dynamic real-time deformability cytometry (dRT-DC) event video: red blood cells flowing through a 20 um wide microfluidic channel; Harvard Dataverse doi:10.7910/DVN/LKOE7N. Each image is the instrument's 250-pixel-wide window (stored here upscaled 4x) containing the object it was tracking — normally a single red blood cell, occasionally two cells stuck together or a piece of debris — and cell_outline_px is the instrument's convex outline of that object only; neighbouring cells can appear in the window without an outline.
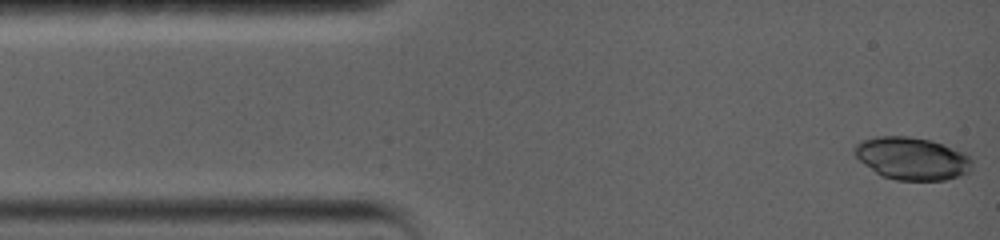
{"species": "common noctule bat (a hibernating species)", "species_latin": "Nyctalus noctula", "temperature_condition": "warm", "stored_images_in_passage": 18, "camera_frame_rate_fps": 5000, "um_per_image_px": 0.085, "animal": {"sex": "female", "body_mass_g": 19.0, "forearm_length_mm": 56.7}, "frame": {"image": 1, "passage_image": 1, "time_ms": 0.0, "image_size_px": [1000, 240], "cell_outline_px": [[972, 168], [968, 172], [944, 180], [896, 180], [880, 176], [864, 164], [852, 152], [852, 148], [860, 140], [876, 136], [908, 136], [932, 140], [944, 144], [964, 152], [972, 160]], "centroid_in_image_um": [77.48, 13.45], "position_along_channel_um": 7.5, "area_um2": 29.42}}
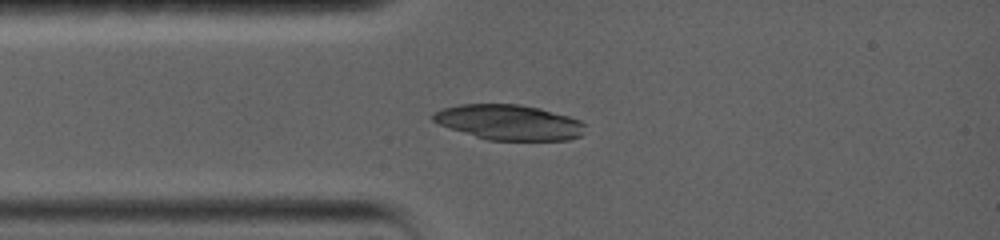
{"frame": {"image": 2, "passage_image": 18, "time_ms": 3.0, "image_size_px": [1000, 240], "cell_outline_px": [[584, 132], [580, 136], [568, 140], [488, 140], [440, 124], [432, 120], [432, 112], [444, 108], [460, 104], [520, 104], [540, 108], [568, 116], [580, 120], [584, 124]], "centroid_in_image_um": [43.29, 10.39], "position_along_channel_um": 41.7, "area_um2": 30.98}}